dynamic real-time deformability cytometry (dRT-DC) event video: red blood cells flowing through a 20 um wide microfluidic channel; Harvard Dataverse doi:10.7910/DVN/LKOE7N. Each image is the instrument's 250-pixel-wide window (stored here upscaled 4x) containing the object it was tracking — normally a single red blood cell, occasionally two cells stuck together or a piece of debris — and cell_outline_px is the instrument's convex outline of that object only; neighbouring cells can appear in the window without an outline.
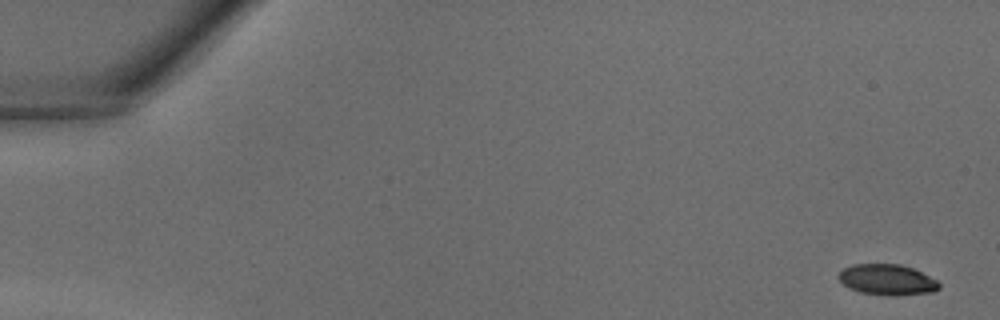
{"species": "common noctule bat (a hibernating species)", "species_latin": "Nyctalus noctula", "temperature_condition": "warm", "stored_images_in_passage": 39, "camera_frame_rate_fps": 3000, "um_per_image_px": 0.085, "animal": {"sex": "male", "body_mass_g": 18.8}, "frame": {"image": 1, "passage_image": 1, "time_ms": 0.0, "image_size_px": [1000, 320], "cell_outline_px": [[940, 288], [932, 292], [860, 292], [844, 284], [840, 280], [840, 272], [844, 268], [852, 264], [900, 264], [912, 268], [936, 280], [940, 284]], "centroid_in_image_um": [75.39, 23.7], "position_along_channel_um": 9.6, "area_um2": 16.65}}
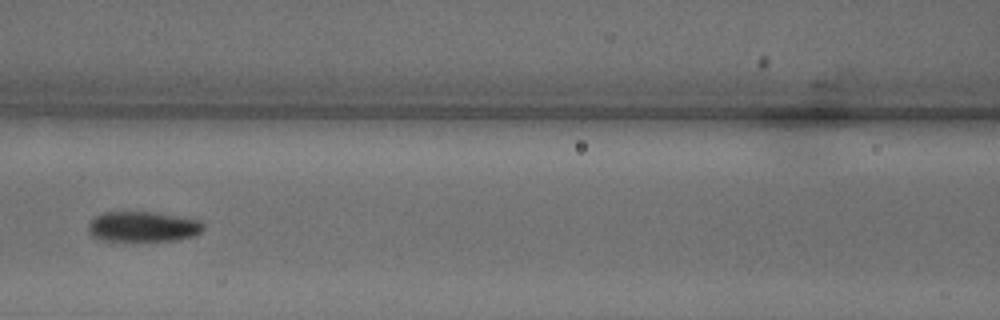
{"frame": {"image": 2, "passage_image": 18, "time_ms": 5.667, "image_size_px": [1000, 320], "cell_outline_px": [[204, 228], [200, 232], [192, 236], [176, 240], [100, 240], [92, 236], [88, 232], [88, 224], [96, 216], [104, 212], [156, 212], [200, 220], [204, 224]], "centroid_in_image_um": [12.14, 19.25], "position_along_channel_um": 154.5, "area_um2": 20.17}}
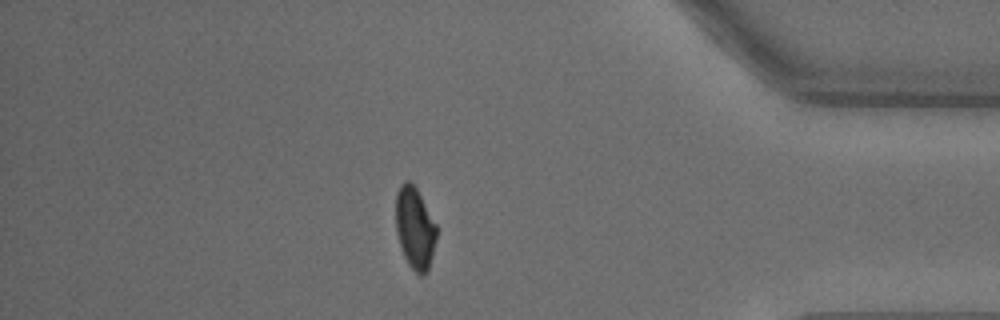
{"frame": {"image": 3, "passage_image": 34, "time_ms": 11.0, "image_size_px": [1000, 320], "cell_outline_px": [[436, 240], [428, 272], [424, 276], [420, 276], [408, 264], [404, 256], [396, 232], [396, 192], [400, 184], [404, 180], [408, 180], [416, 188], [436, 224]], "centroid_in_image_um": [35.26, 19.4], "position_along_channel_um": 399.9, "area_um2": 19.42}}